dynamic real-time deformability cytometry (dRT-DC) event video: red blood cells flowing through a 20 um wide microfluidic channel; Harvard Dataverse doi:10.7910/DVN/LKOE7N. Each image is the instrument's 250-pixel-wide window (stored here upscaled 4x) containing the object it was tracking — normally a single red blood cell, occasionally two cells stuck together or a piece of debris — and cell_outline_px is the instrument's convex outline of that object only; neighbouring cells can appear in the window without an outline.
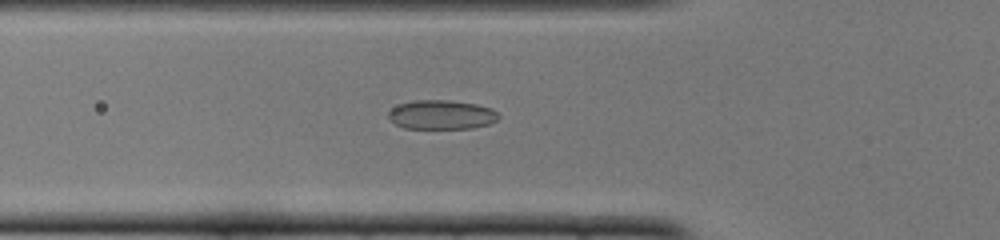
{"species": "common noctule bat (a hibernating species)", "species_latin": "Nyctalus noctula", "temperature_condition": "cold", "stored_images_in_passage": 41, "camera_frame_rate_fps": 3000, "um_per_image_px": 0.085, "animal": {"sex": "female", "body_mass_g": 22.0, "forearm_length_mm": 56.7}, "frame": {"image": 1, "passage_image": 8, "time_ms": 2.333, "image_size_px": [1000, 240], "cell_outline_px": [[500, 116], [496, 120], [488, 124], [472, 128], [404, 128], [396, 124], [388, 116], [388, 112], [392, 108], [400, 104], [416, 100], [448, 100], [476, 104], [492, 108]], "centroid_in_image_um": [37.54, 9.75], "position_along_channel_um": 88.3, "area_um2": 18.55}}
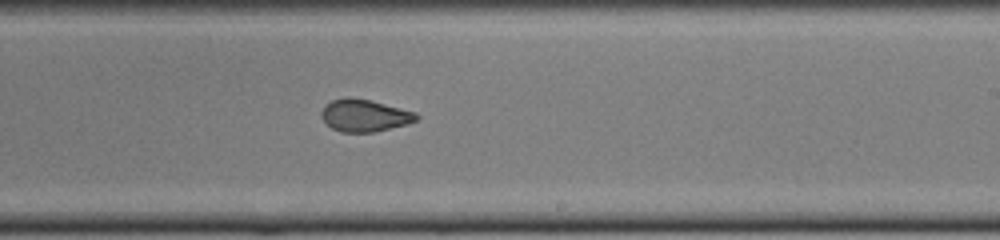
{"frame": {"image": 2, "passage_image": 21, "time_ms": 6.667, "image_size_px": [1000, 240], "cell_outline_px": [[420, 116], [416, 120], [408, 124], [372, 132], [340, 132], [332, 128], [320, 116], [320, 112], [324, 104], [332, 100], [348, 96], [352, 96], [416, 112]], "centroid_in_image_um": [30.95, 9.8], "position_along_channel_um": 258.0, "area_um2": 17.86}}
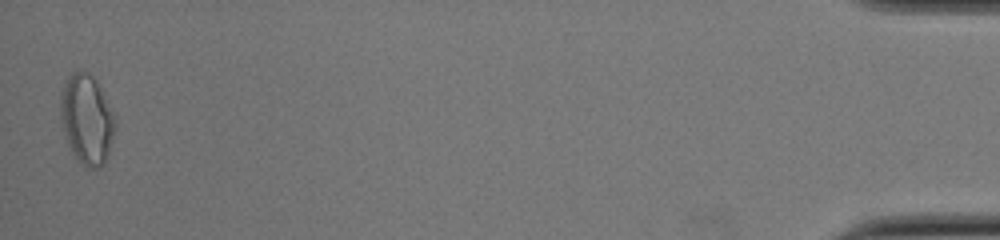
{"frame": {"image": 3, "passage_image": 41, "time_ms": 13.333, "image_size_px": [1000, 240], "cell_outline_px": [[116, 128], [108, 156], [104, 164], [100, 168], [88, 168], [72, 152], [68, 144], [60, 116], [60, 92], [68, 76], [72, 72], [88, 72], [96, 80], [116, 120]], "centroid_in_image_um": [7.38, 10.15], "position_along_channel_um": 427.8, "area_um2": 28.32}, "authors_computed_cell_mechanics": {"area_um2": 18.8428, "velocity_mm_per_s": 3.9198, "shape_relaxation_time_tau1_ms": 10.8451, "shape_relaxation_time_tau2_ms": 1.5518, "deformation_change_tau1": 0.2215, "deformation_change_tau2": 0.0604}}